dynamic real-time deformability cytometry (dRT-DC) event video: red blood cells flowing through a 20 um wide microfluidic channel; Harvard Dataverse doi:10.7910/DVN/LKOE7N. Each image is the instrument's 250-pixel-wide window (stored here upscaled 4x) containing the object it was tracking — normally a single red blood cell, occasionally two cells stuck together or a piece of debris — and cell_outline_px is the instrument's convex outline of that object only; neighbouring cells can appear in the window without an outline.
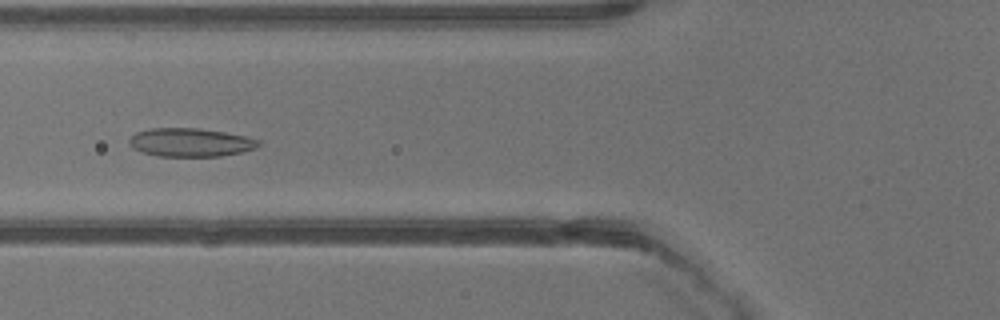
{"species": "common noctule bat (a hibernating species)", "species_latin": "Nyctalus noctula", "temperature_condition": "warm", "stored_images_in_passage": 36, "camera_frame_rate_fps": 3000, "um_per_image_px": 0.085, "animal": {"sex": "male", "body_mass_g": 13.3}, "frame": {"image": 1, "passage_image": 15, "time_ms": 4.667, "image_size_px": [1000, 320], "cell_outline_px": [[260, 144], [256, 148], [240, 152], [220, 156], [156, 156], [132, 148], [128, 144], [128, 140], [136, 132], [148, 128], [200, 128], [224, 132], [244, 136], [260, 140]], "centroid_in_image_um": [16.15, 12.1], "position_along_channel_um": 109.6, "area_um2": 21.44}}
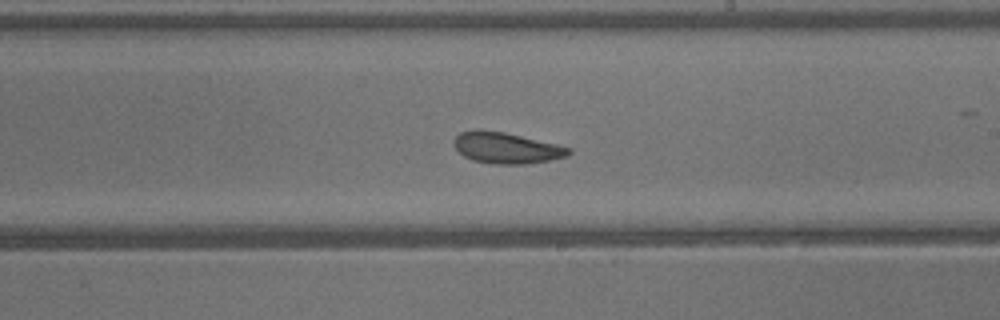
{"frame": {"image": 2, "passage_image": 23, "time_ms": 7.333, "image_size_px": [1000, 320], "cell_outline_px": [[572, 152], [568, 156], [548, 160], [524, 164], [492, 164], [472, 160], [464, 156], [456, 148], [452, 140], [460, 132], [476, 128], [504, 132], [556, 144], [572, 148]], "centroid_in_image_um": [43.01, 12.56], "position_along_channel_um": 246.0, "area_um2": 20.87}}
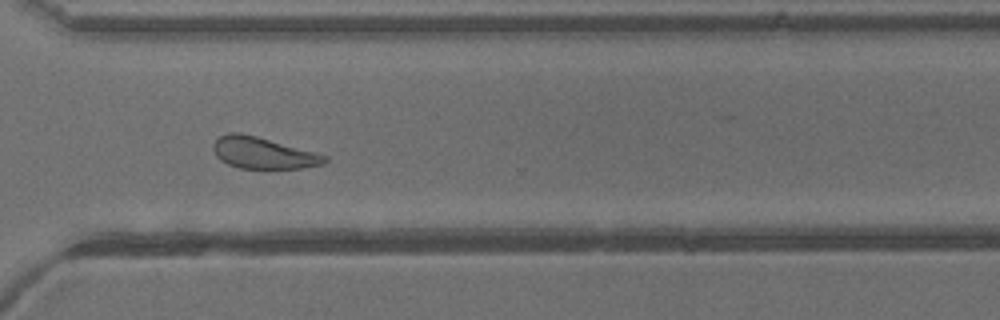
{"frame": {"image": 3, "passage_image": 29, "time_ms": 9.333, "image_size_px": [1000, 320], "cell_outline_px": [[328, 160], [324, 164], [304, 168], [240, 168], [228, 164], [220, 160], [216, 156], [212, 148], [212, 144], [220, 136], [228, 132], [240, 132], [256, 136], [316, 152], [328, 156]], "centroid_in_image_um": [22.36, 13.0], "position_along_channel_um": 348.2, "area_um2": 20.52}}